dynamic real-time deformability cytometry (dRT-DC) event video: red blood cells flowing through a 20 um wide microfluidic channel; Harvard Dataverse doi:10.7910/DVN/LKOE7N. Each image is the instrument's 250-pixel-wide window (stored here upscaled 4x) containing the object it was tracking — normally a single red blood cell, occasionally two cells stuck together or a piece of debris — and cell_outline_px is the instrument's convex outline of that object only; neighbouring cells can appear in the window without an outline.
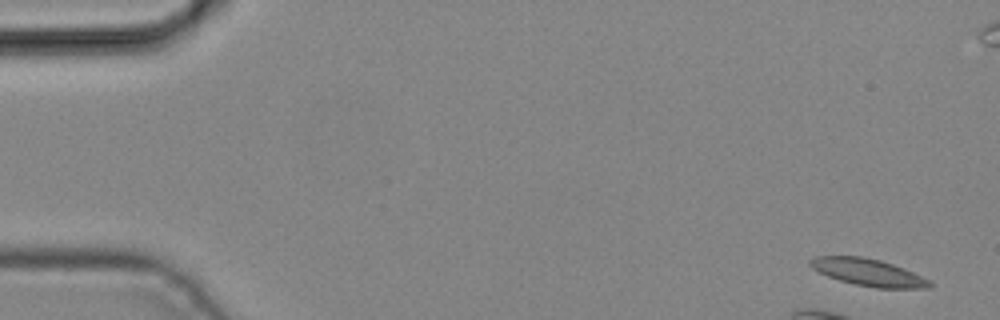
{"species": "common noctule bat (a hibernating species)", "species_latin": "Nyctalus noctula", "temperature_condition": "cold", "stored_images_in_passage": 5, "camera_frame_rate_fps": 3000, "um_per_image_px": 0.085, "animal": {"sex": "male", "body_mass_g": 19.2, "forearm_length_mm": 51.8}, "frame": {"image": 1, "passage_image": 1, "time_ms": 0.0, "image_size_px": [1000, 320], "cell_outline_px": [[932, 288], [876, 288], [856, 284], [840, 280], [828, 276], [812, 268], [808, 264], [808, 260], [816, 256], [860, 256], [880, 260], [904, 268], [932, 280]], "centroid_in_image_um": [73.83, 23.15], "position_along_channel_um": 11.2, "area_um2": 18.9}}